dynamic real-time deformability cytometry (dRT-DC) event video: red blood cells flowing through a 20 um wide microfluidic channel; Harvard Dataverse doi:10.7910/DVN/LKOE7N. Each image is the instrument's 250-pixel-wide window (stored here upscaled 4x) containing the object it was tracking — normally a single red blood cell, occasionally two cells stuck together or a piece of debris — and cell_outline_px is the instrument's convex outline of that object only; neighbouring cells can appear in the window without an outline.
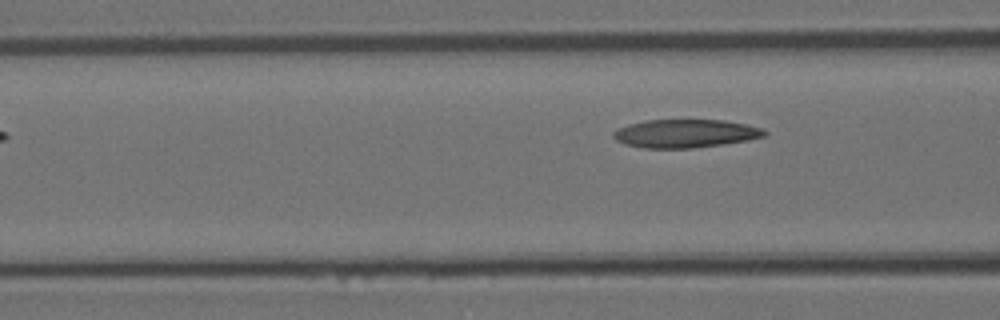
{"species": "Egyptian fruit bat (a non-hibernating species)", "species_latin": "Rousettus aegyptiacus", "temperature_condition": "room temperature", "stored_images_in_passage": 3, "camera_frame_rate_fps": 3000, "um_per_image_px": 0.085, "animal": {"sex": "female"}, "frame": {"image": 1, "passage_image": 3, "time_ms": 0.667, "image_size_px": [1000, 320], "cell_outline_px": [[768, 132], [764, 136], [748, 140], [692, 148], [644, 148], [624, 144], [616, 140], [612, 136], [612, 132], [616, 128], [628, 124], [644, 120], [724, 120], [764, 128]], "centroid_in_image_um": [58.21, 11.34], "position_along_channel_um": 108.4, "area_um2": 24.97}}